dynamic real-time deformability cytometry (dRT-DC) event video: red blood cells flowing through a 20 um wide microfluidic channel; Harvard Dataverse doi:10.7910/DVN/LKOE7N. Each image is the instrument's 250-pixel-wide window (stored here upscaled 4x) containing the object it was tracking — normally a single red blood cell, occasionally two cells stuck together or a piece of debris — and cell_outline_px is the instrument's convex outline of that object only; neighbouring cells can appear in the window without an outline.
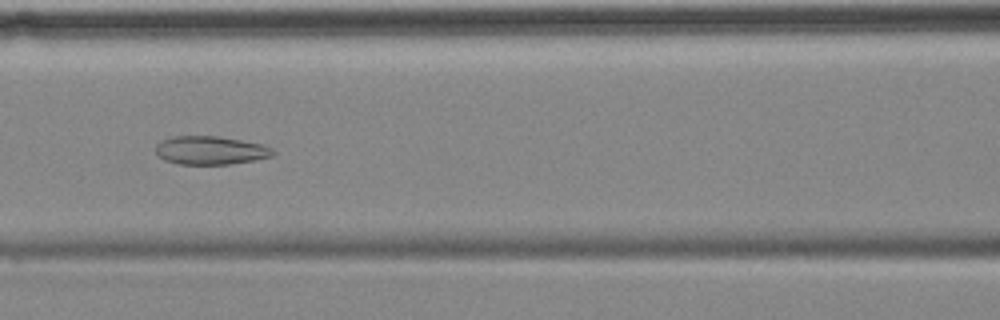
{"species": "common noctule bat (a hibernating species)", "species_latin": "Nyctalus noctula", "temperature_condition": "cold", "stored_images_in_passage": 12, "camera_frame_rate_fps": 3000, "um_per_image_px": 0.085, "animal": {"sex": "female", "body_mass_g": 18.4}, "frame": {"image": 1, "passage_image": 5, "time_ms": 5.667, "image_size_px": [1000, 320], "cell_outline_px": [[276, 152], [272, 156], [252, 160], [228, 164], [180, 164], [164, 160], [156, 152], [156, 144], [160, 140], [172, 136], [216, 136], [264, 144], [272, 148]], "centroid_in_image_um": [17.88, 12.77], "position_along_channel_um": 148.7, "area_um2": 19.36}}
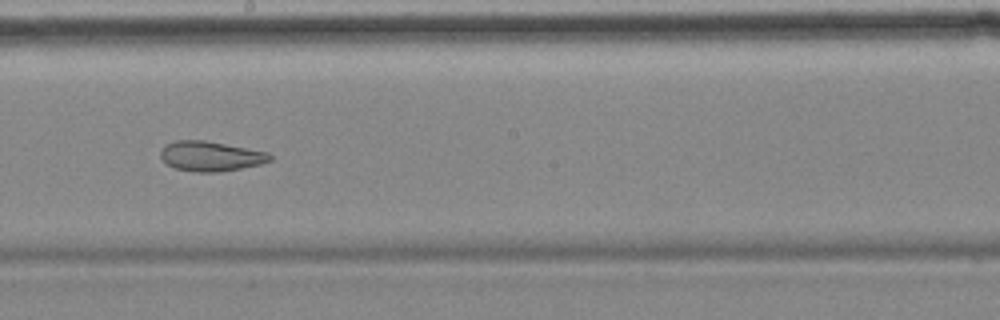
{"frame": {"image": 2, "passage_image": 7, "time_ms": 8.0, "image_size_px": [1000, 320], "cell_outline_px": [[272, 160], [260, 164], [220, 172], [196, 172], [176, 168], [168, 164], [160, 156], [160, 152], [164, 144], [176, 140], [204, 140], [268, 152], [272, 156]], "centroid_in_image_um": [17.89, 13.27], "position_along_channel_um": 230.3, "area_um2": 18.96}, "authors_computed_cell_mechanics": {"area_um2": 19.941, "velocity_mm_per_s": 3.5183, "shape_relaxation_time_tau1_ms": null, "shape_relaxation_time_tau2_ms": 2.1028, "deformation_change_tau1": null, "deformation_change_tau2": 0.0723}}